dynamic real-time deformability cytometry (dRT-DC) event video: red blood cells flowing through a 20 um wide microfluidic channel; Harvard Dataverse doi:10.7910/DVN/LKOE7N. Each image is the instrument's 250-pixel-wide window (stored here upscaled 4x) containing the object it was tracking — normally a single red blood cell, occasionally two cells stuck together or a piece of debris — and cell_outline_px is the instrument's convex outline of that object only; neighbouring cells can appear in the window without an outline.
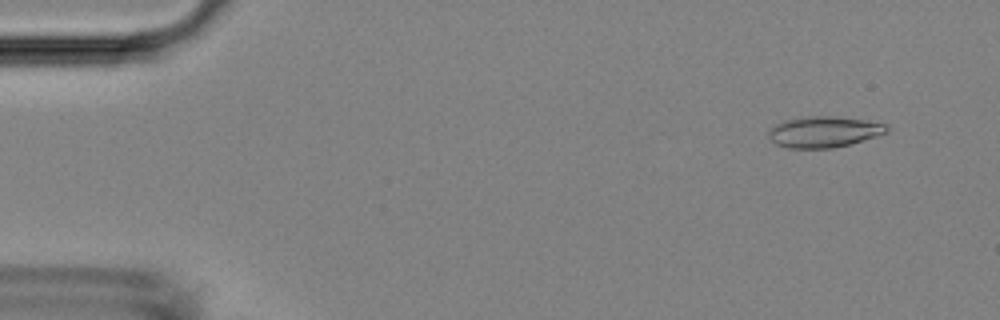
{"species": "Egyptian fruit bat (a non-hibernating species)", "species_latin": "Rousettus aegyptiacus", "temperature_condition": "room temperature", "stored_images_in_passage": 52, "camera_frame_rate_fps": 3000, "um_per_image_px": 0.085, "animal": {"sex": "female"}, "frame": {"image": 1, "passage_image": 4, "time_ms": 1.0, "image_size_px": [1000, 320], "cell_outline_px": [[888, 132], [876, 136], [848, 144], [832, 148], [788, 148], [776, 144], [768, 136], [768, 132], [776, 124], [784, 120], [804, 116], [832, 116], [888, 124]], "centroid_in_image_um": [70.0, 11.2], "position_along_channel_um": 15.0, "area_um2": 21.1}}
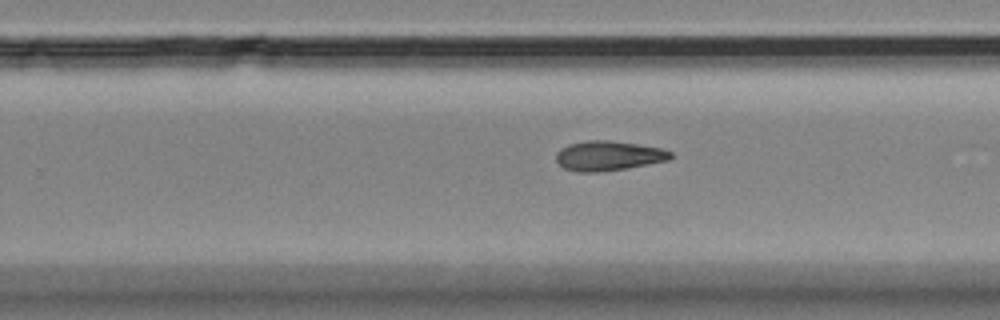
{"frame": {"image": 2, "passage_image": 33, "time_ms": 10.667, "image_size_px": [1000, 320], "cell_outline_px": [[672, 156], [668, 160], [628, 168], [596, 172], [576, 172], [564, 168], [556, 160], [556, 152], [560, 148], [568, 144], [588, 140], [612, 140], [664, 148], [672, 152]], "centroid_in_image_um": [51.71, 13.23], "position_along_channel_um": 278.1, "area_um2": 20.0}}
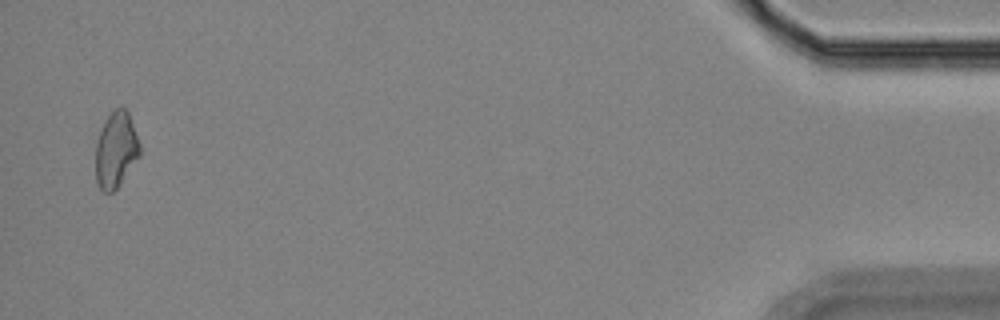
{"frame": {"image": 3, "passage_image": 51, "time_ms": 16.667, "image_size_px": [1000, 320], "cell_outline_px": [[140, 156], [120, 184], [112, 192], [104, 192], [100, 188], [96, 180], [96, 140], [104, 120], [116, 108], [124, 108], [128, 112], [140, 144]], "centroid_in_image_um": [9.85, 12.74], "position_along_channel_um": 425.4, "area_um2": 19.42}, "authors_computed_cell_mechanics": {"area_um2": 20.0566, "velocity_mm_per_s": 3.8109, "shape_relaxation_time_tau1_ms": 5.292, "shape_relaxation_time_tau2_ms": null, "deformation_change_tau1": 0.1374, "deformation_change_tau2": null}}